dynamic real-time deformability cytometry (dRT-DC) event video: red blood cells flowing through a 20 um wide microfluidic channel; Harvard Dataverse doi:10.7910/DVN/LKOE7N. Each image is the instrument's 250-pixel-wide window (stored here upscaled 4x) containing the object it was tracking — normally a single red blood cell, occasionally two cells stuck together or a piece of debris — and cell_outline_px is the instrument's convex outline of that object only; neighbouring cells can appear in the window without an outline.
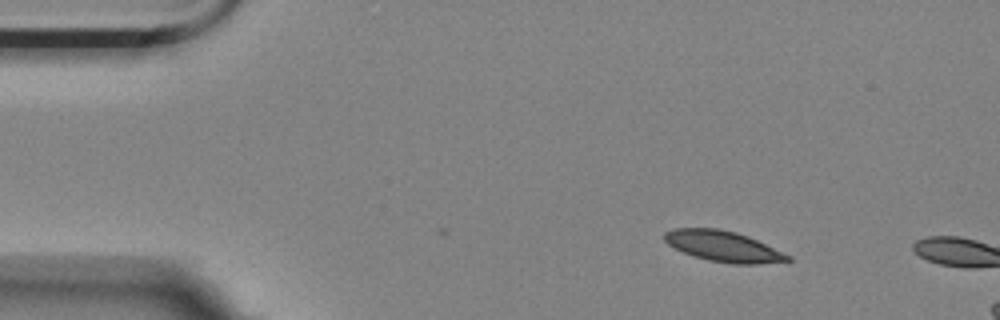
{"species": "Egyptian fruit bat (a non-hibernating species)", "species_latin": "Rousettus aegyptiacus", "temperature_condition": "room temperature", "stored_images_in_passage": 3, "camera_frame_rate_fps": 3000, "um_per_image_px": 0.085, "animal": {"sex": "female"}, "frame": {"image": 1, "passage_image": 1, "time_ms": 0.0, "image_size_px": [1000, 320], "cell_outline_px": [[792, 260], [756, 264], [732, 264], [708, 260], [692, 256], [668, 244], [664, 240], [664, 232], [672, 228], [720, 228], [736, 232], [748, 236], [792, 256]], "centroid_in_image_um": [61.47, 20.93], "position_along_channel_um": 23.5, "area_um2": 22.08}}